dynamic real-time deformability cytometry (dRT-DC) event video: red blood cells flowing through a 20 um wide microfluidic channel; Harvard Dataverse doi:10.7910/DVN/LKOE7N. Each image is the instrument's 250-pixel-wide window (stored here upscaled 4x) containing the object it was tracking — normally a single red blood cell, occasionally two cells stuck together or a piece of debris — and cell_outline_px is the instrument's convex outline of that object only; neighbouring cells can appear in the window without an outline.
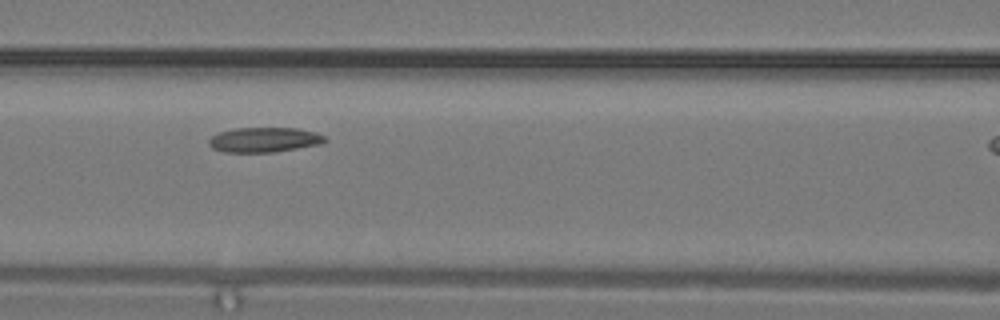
{"species": "common noctule bat (a hibernating species)", "species_latin": "Nyctalus noctula", "temperature_condition": "warm", "stored_images_in_passage": 8, "camera_frame_rate_fps": 3000, "um_per_image_px": 0.085, "animal": {"sex": "male", "body_mass_g": 19.2, "forearm_length_mm": 51.8}, "frame": {"image": 1, "passage_image": 4, "time_ms": 1.0, "image_size_px": [1000, 320], "cell_outline_px": [[328, 140], [320, 144], [276, 152], [224, 152], [212, 148], [208, 144], [208, 140], [212, 136], [220, 132], [236, 128], [296, 128], [316, 132], [328, 136]], "centroid_in_image_um": [22.5, 11.88], "position_along_channel_um": 144.1, "area_um2": 16.94}}
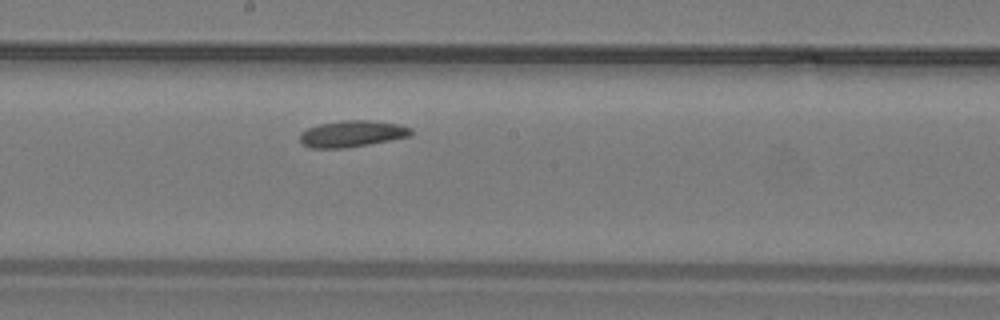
{"frame": {"image": 2, "passage_image": 7, "time_ms": 2.0, "image_size_px": [1000, 320], "cell_outline_px": [[412, 136], [368, 144], [344, 148], [312, 148], [304, 144], [300, 140], [300, 132], [308, 128], [320, 124], [340, 120], [368, 120], [400, 124], [412, 128]], "centroid_in_image_um": [29.95, 11.36], "position_along_channel_um": 218.3, "area_um2": 17.11}}